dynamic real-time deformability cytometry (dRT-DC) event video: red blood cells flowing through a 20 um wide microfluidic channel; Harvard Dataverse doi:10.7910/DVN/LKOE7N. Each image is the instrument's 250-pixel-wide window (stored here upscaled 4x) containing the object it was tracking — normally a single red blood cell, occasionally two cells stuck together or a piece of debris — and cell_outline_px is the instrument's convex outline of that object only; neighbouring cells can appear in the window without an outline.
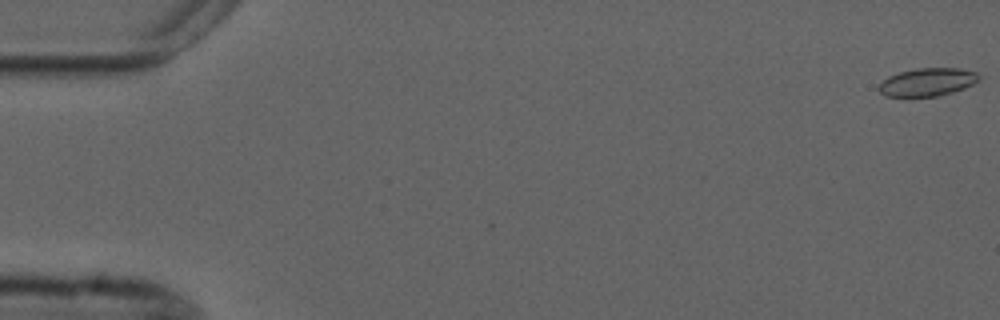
{"species": "common noctule bat (a hibernating species)", "species_latin": "Nyctalus noctula", "temperature_condition": "cold", "stored_images_in_passage": 7, "camera_frame_rate_fps": 3000, "um_per_image_px": 0.085, "animal": {"sex": "male", "forearm_length_mm": 52.5}, "frame": {"image": 1, "passage_image": 1, "time_ms": 0.0, "image_size_px": [1000, 320], "cell_outline_px": [[980, 80], [964, 88], [940, 96], [884, 96], [876, 88], [888, 76], [900, 72], [916, 68], [960, 68], [976, 72], [980, 76]], "centroid_in_image_um": [78.83, 6.97], "position_along_channel_um": 6.2, "area_um2": 16.36}}
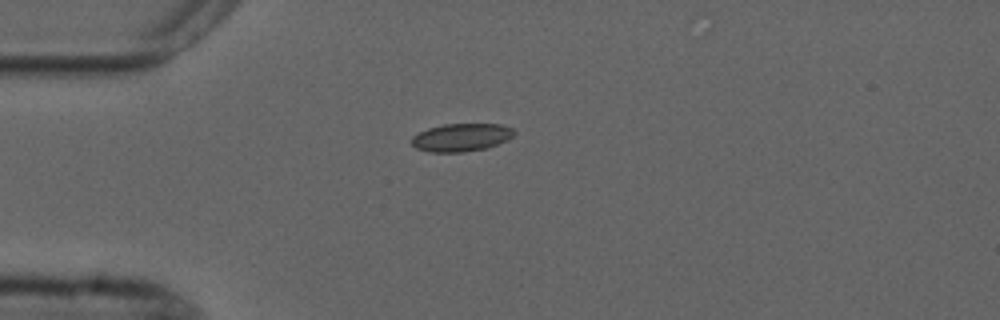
{"frame": {"image": 2, "passage_image": 5, "time_ms": 4.667, "image_size_px": [1000, 320], "cell_outline_px": [[516, 132], [512, 136], [488, 148], [464, 152], [428, 152], [416, 148], [412, 144], [412, 136], [428, 128], [444, 124], [500, 124], [512, 128]], "centroid_in_image_um": [39.19, 11.68], "position_along_channel_um": 45.8, "area_um2": 16.59}}
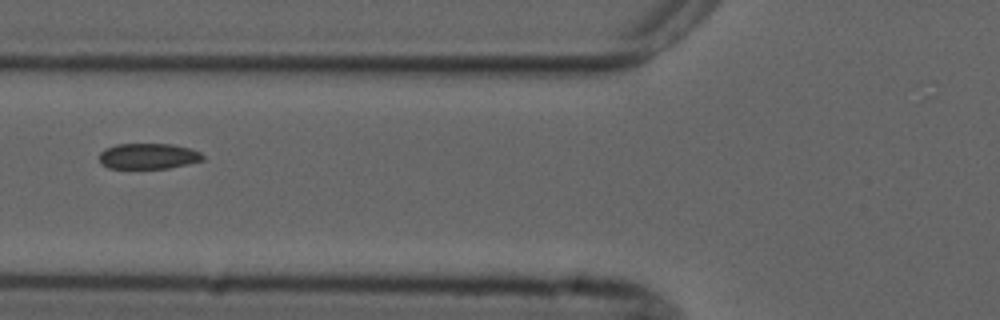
{"frame": {"image": 3, "passage_image": 7, "time_ms": 7.0, "image_size_px": [1000, 320], "cell_outline_px": [[204, 160], [168, 168], [108, 168], [100, 164], [100, 152], [104, 148], [116, 144], [172, 144], [192, 148], [200, 152], [204, 156]], "centroid_in_image_um": [12.6, 13.26], "position_along_channel_um": 113.2, "area_um2": 15.61}}